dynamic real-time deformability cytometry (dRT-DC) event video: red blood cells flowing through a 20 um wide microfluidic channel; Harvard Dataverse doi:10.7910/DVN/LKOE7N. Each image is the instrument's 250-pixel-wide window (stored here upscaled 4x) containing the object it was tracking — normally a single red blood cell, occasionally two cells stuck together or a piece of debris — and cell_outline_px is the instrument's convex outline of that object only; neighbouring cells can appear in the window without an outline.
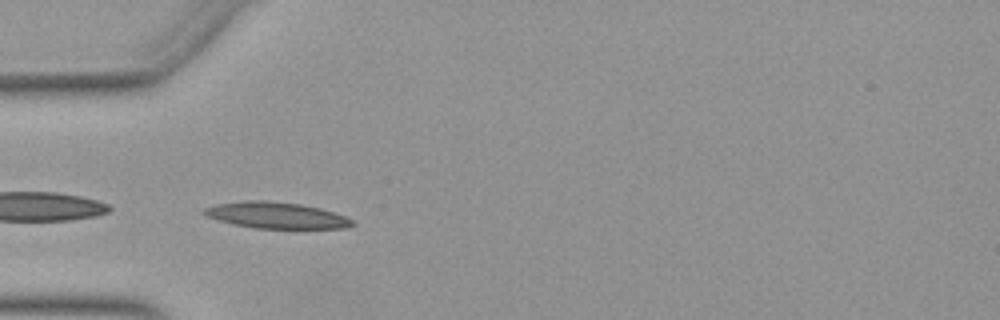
{"species": "Egyptian fruit bat (a non-hibernating species)", "species_latin": "Rousettus aegyptiacus", "temperature_condition": "warm", "stored_images_in_passage": 31, "camera_frame_rate_fps": 3000, "um_per_image_px": 0.085, "animal": {"sex": "female"}, "frame": {"image": 1, "passage_image": 1, "time_ms": 0.0, "image_size_px": [1000, 320], "cell_outline_px": [[356, 224], [348, 228], [252, 228], [232, 224], [204, 216], [200, 212], [204, 208], [216, 204], [244, 200], [264, 200], [300, 204], [320, 208], [344, 216], [352, 220]], "centroid_in_image_um": [23.42, 18.3], "position_along_channel_um": 61.6, "area_um2": 22.77}}
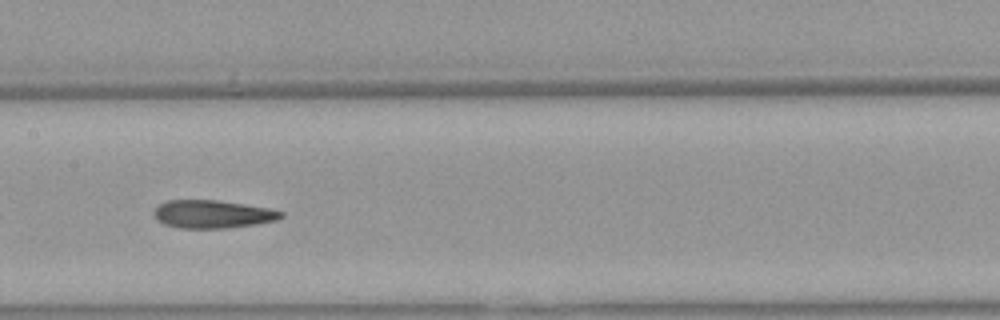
{"frame": {"image": 2, "passage_image": 11, "time_ms": 3.333, "image_size_px": [1000, 320], "cell_outline_px": [[284, 216], [276, 220], [256, 224], [228, 228], [180, 228], [164, 224], [156, 220], [152, 212], [156, 204], [168, 200], [220, 200], [272, 208], [284, 212]], "centroid_in_image_um": [18.05, 18.19], "position_along_channel_um": 189.3, "area_um2": 21.15}}
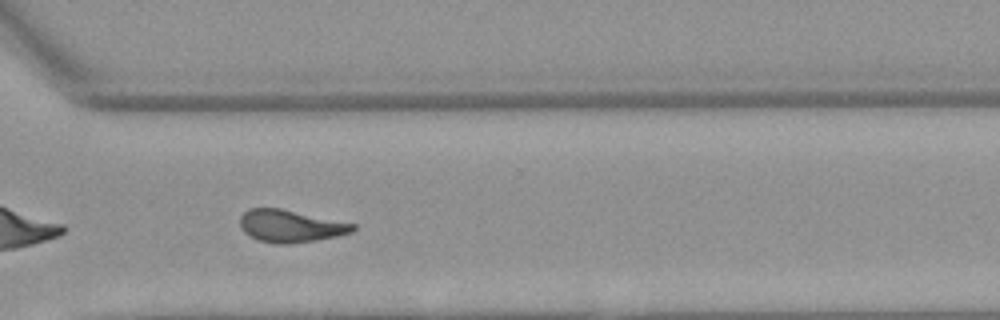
{"frame": {"image": 3, "passage_image": 23, "time_ms": 7.333, "image_size_px": [1000, 320], "cell_outline_px": [[356, 228], [352, 232], [336, 236], [316, 240], [288, 244], [276, 244], [260, 240], [244, 232], [240, 228], [240, 216], [248, 208], [280, 208], [356, 224]], "centroid_in_image_um": [24.68, 19.21], "position_along_channel_um": 345.9, "area_um2": 21.15}, "authors_computed_cell_mechanics": {"area_um2": 21.4438, "velocity_mm_per_s": 3.9189, "shape_relaxation_time_tau1_ms": 6.3926, "shape_relaxation_time_tau2_ms": 2.6152, "deformation_change_tau1": 0.2132, "deformation_change_tau2": 0.1227}}